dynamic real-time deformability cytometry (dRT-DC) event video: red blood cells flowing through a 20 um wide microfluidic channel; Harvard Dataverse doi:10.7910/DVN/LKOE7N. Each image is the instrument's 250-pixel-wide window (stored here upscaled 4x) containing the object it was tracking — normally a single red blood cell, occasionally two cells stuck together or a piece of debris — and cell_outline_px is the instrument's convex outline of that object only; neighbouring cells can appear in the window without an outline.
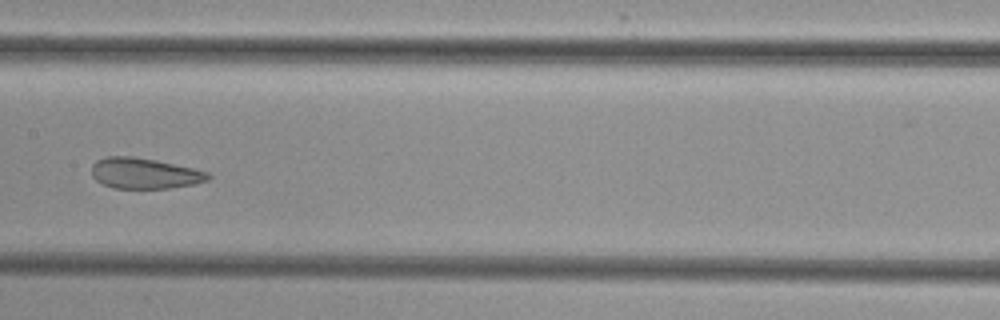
{"species": "common noctule bat (a hibernating species)", "species_latin": "Nyctalus noctula", "temperature_condition": "cold", "stored_images_in_passage": 8, "camera_frame_rate_fps": 3000, "um_per_image_px": 0.085, "animal": {"sex": "female", "body_mass_g": 29.2, "forearm_length_mm": 56.3}, "frame": {"image": 1, "passage_image": 5, "time_ms": 4.667, "image_size_px": [1000, 320], "cell_outline_px": [[212, 176], [208, 180], [192, 184], [168, 188], [112, 188], [96, 180], [92, 176], [92, 164], [96, 160], [104, 156], [132, 156], [156, 160], [192, 168], [208, 172]], "centroid_in_image_um": [12.25, 14.72], "position_along_channel_um": 195.2, "area_um2": 20.81}}
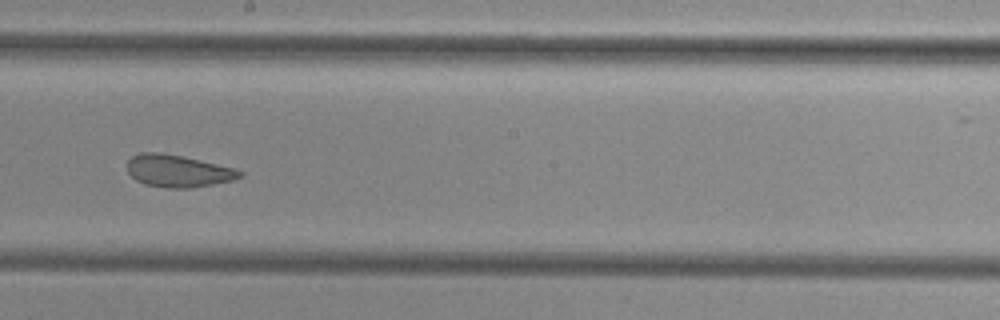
{"frame": {"image": 2, "passage_image": 6, "time_ms": 5.667, "image_size_px": [1000, 320], "cell_outline_px": [[244, 176], [232, 180], [212, 184], [188, 188], [168, 188], [144, 184], [136, 180], [128, 172], [128, 160], [132, 156], [140, 152], [160, 152], [180, 156], [216, 164], [232, 168], [244, 172]], "centroid_in_image_um": [15.1, 14.53], "position_along_channel_um": 233.1, "area_um2": 20.87}}